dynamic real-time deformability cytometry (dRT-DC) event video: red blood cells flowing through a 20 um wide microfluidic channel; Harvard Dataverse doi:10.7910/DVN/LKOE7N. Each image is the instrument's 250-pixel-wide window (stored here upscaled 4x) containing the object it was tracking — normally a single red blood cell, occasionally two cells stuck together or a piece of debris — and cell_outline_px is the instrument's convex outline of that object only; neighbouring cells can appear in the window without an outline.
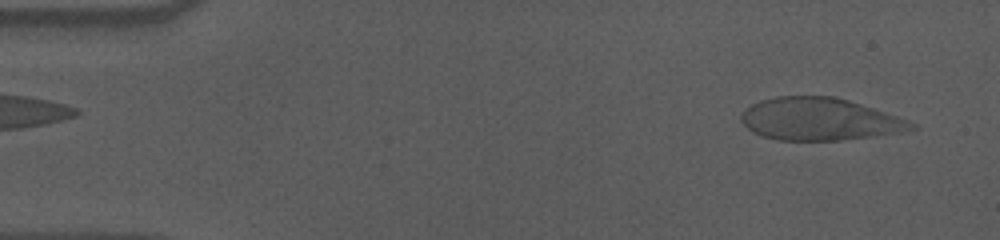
{"species": "human", "species_latin": "Homo sapiens", "temperature_condition": "cold", "stored_images_in_passage": 55, "camera_frame_rate_fps": 3000, "um_per_image_px": 0.085, "donor": {"sex": "male"}, "frame": {"image": 1, "passage_image": 2, "time_ms": 0.333, "image_size_px": [1000, 240], "cell_outline_px": [[916, 128], [900, 132], [872, 136], [840, 140], [776, 140], [752, 132], [740, 120], [740, 116], [752, 104], [760, 100], [776, 96], [832, 96], [848, 100], [908, 120], [916, 124]], "centroid_in_image_um": [69.63, 10.13], "position_along_channel_um": 15.4, "area_um2": 41.62}}
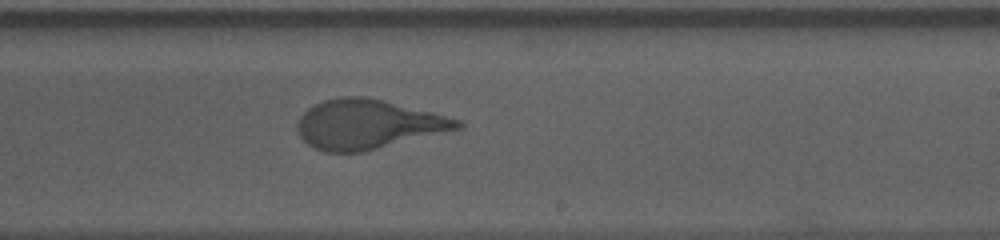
{"frame": {"image": 2, "passage_image": 32, "time_ms": 10.333, "image_size_px": [1000, 240], "cell_outline_px": [[464, 128], [364, 152], [324, 152], [308, 144], [300, 136], [296, 128], [296, 124], [300, 116], [312, 104], [324, 100], [340, 96], [364, 96], [384, 100], [432, 112], [460, 120], [464, 124]], "centroid_in_image_um": [31.27, 10.56], "position_along_channel_um": 257.7, "area_um2": 46.36}}
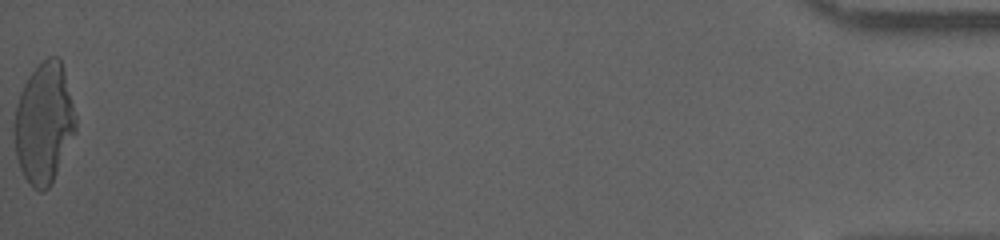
{"frame": {"image": 3, "passage_image": 55, "time_ms": 18.0, "image_size_px": [1000, 240], "cell_outline_px": [[76, 132], [52, 184], [44, 192], [40, 192], [32, 188], [24, 176], [20, 168], [16, 156], [16, 104], [20, 92], [28, 76], [48, 56], [60, 56], [76, 116]], "centroid_in_image_um": [3.77, 10.5], "position_along_channel_um": 431.4, "area_um2": 42.95}, "authors_computed_cell_mechanics": {"area_um2": 45.2574, "velocity_mm_per_s": 3.555, "shape_relaxation_time_tau1_ms": 5.4874, "shape_relaxation_time_tau2_ms": null, "deformation_change_tau1": 0.2198, "deformation_change_tau2": null}}